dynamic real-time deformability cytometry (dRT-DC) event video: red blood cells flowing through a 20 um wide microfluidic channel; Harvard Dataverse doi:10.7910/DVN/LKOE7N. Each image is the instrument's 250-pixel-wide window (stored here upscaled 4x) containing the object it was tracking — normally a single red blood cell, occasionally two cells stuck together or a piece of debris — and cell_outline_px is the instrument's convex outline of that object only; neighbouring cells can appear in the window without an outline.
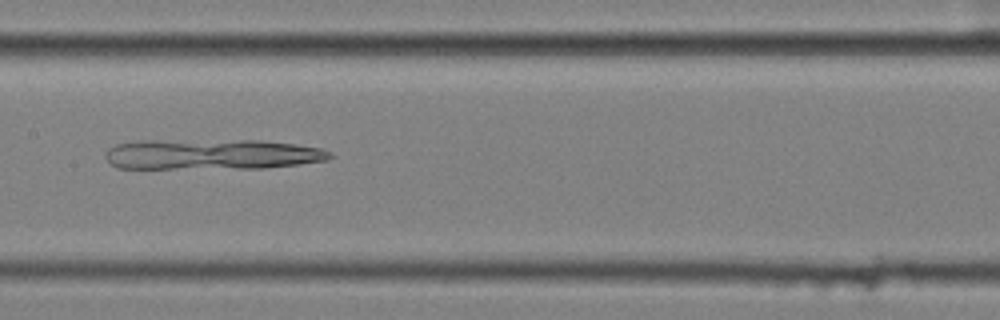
{"species": "common noctule bat (a hibernating species)", "species_latin": "Nyctalus noctula", "temperature_condition": "cold", "stored_images_in_passage": 8, "camera_frame_rate_fps": 3000, "um_per_image_px": 0.085, "animal": {"sex": "female", "body_mass_g": 25.1}, "frame": {"image": 1, "passage_image": 6, "time_ms": 1.667, "image_size_px": [1000, 320], "cell_outline_px": [[332, 156], [328, 160], [264, 168], [116, 168], [104, 156], [104, 152], [108, 148], [116, 144], [144, 140], [260, 140], [296, 144], [320, 148], [332, 152]], "centroid_in_image_um": [17.99, 13.11], "position_along_channel_um": 189.4, "area_um2": 40.0}}
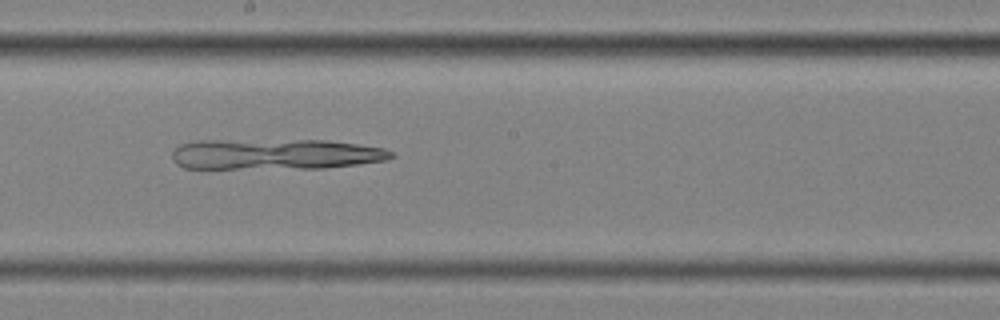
{"frame": {"image": 2, "passage_image": 7, "time_ms": 2.0, "image_size_px": [1000, 320], "cell_outline_px": [[396, 156], [388, 160], [324, 168], [184, 168], [176, 164], [172, 160], [172, 152], [180, 144], [196, 140], [328, 140], [384, 148], [392, 152]], "centroid_in_image_um": [23.39, 13.1], "position_along_channel_um": 224.8, "area_um2": 39.3}}
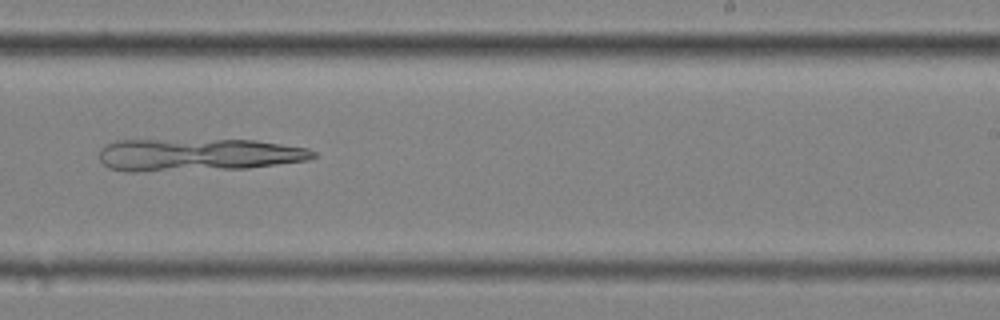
{"frame": {"image": 3, "passage_image": 8, "time_ms": 2.333, "image_size_px": [1000, 320], "cell_outline_px": [[316, 156], [308, 160], [248, 168], [136, 172], [128, 172], [108, 168], [100, 160], [100, 148], [104, 144], [116, 140], [256, 140], [308, 148], [316, 152]], "centroid_in_image_um": [16.8, 13.16], "position_along_channel_um": 272.2, "area_um2": 40.86}}